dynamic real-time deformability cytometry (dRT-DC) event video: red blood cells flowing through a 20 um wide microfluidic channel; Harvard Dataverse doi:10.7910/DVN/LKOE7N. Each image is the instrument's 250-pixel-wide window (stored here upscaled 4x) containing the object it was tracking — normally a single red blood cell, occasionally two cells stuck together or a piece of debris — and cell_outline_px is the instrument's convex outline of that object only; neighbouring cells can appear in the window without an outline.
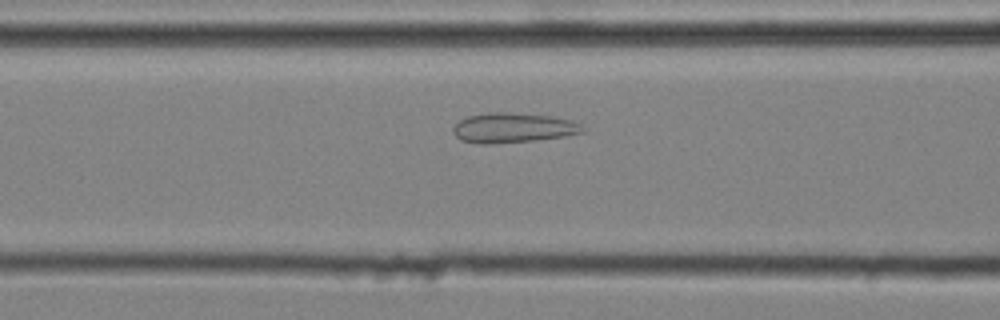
{"species": "common noctule bat (a hibernating species)", "species_latin": "Nyctalus noctula", "temperature_condition": "cold", "stored_images_in_passage": 38, "camera_frame_rate_fps": 3000, "um_per_image_px": 0.085, "animal": {"sex": "male", "body_mass_g": 20.4}, "frame": {"image": 1, "passage_image": 15, "time_ms": 4.667, "image_size_px": [1000, 320], "cell_outline_px": [[588, 128], [584, 132], [568, 136], [536, 140], [488, 144], [476, 144], [460, 140], [452, 132], [452, 128], [460, 120], [468, 116], [488, 112], [508, 112], [552, 116], [572, 120]], "centroid_in_image_um": [43.64, 10.87], "position_along_channel_um": 123.0, "area_um2": 22.89}}
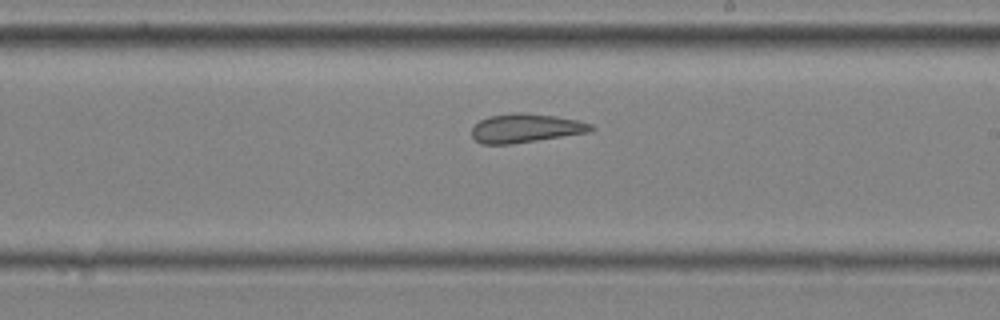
{"frame": {"image": 2, "passage_image": 24, "time_ms": 7.667, "image_size_px": [1000, 320], "cell_outline_px": [[596, 128], [592, 132], [512, 144], [480, 144], [472, 136], [472, 128], [480, 120], [488, 116], [516, 112], [524, 112], [556, 116], [580, 120], [592, 124]], "centroid_in_image_um": [44.73, 10.89], "position_along_channel_um": 244.3, "area_um2": 20.35}}
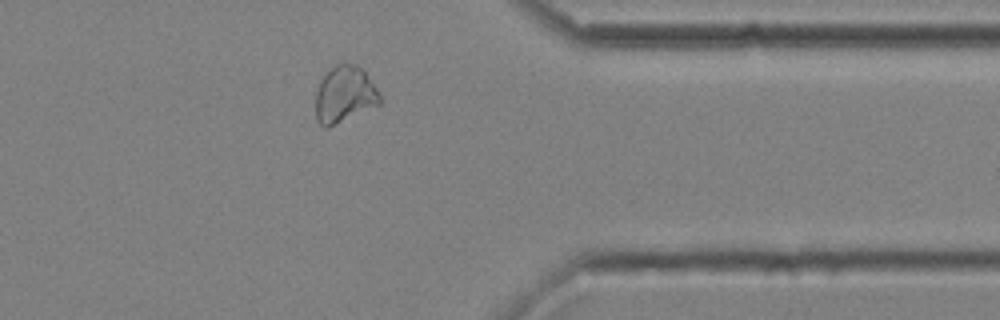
{"frame": {"image": 3, "passage_image": 35, "time_ms": 11.333, "image_size_px": [1000, 320], "cell_outline_px": [[380, 104], [328, 128], [324, 128], [316, 120], [316, 92], [320, 80], [336, 64], [352, 64], [360, 68], [364, 72], [376, 88], [380, 96]], "centroid_in_image_um": [29.26, 8.07], "position_along_channel_um": 382.1, "area_um2": 20.81}, "authors_computed_cell_mechanics": {"area_um2": 21.5016, "velocity_mm_per_s": 4.0553, "shape_relaxation_time_tau1_ms": null, "shape_relaxation_time_tau2_ms": 1.112, "deformation_change_tau1": null, "deformation_change_tau2": 0.0932}}